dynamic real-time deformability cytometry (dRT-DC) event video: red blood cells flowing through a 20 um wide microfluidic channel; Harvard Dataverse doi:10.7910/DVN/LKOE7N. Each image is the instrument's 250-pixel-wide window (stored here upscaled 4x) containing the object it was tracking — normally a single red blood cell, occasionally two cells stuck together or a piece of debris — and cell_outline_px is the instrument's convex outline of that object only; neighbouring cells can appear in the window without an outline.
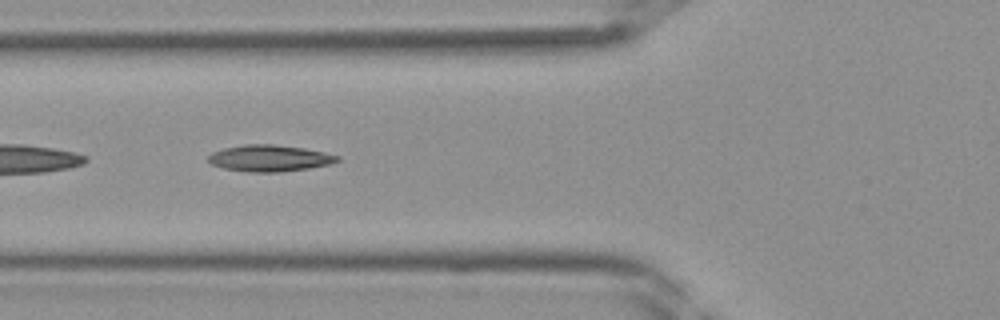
{"species": "Egyptian fruit bat (a non-hibernating species)", "species_latin": "Rousettus aegyptiacus", "temperature_condition": "room temperature", "stored_images_in_passage": 19, "camera_frame_rate_fps": 3000, "um_per_image_px": 0.085, "frame": {"image": 1, "passage_image": 14, "time_ms": 4.333, "image_size_px": [1000, 320], "cell_outline_px": [[340, 160], [332, 164], [308, 168], [276, 172], [248, 172], [224, 168], [212, 164], [208, 160], [208, 156], [212, 152], [224, 148], [244, 144], [272, 144], [304, 148], [324, 152], [340, 156]], "centroid_in_image_um": [22.93, 13.44], "position_along_channel_um": 102.9, "area_um2": 19.88}}